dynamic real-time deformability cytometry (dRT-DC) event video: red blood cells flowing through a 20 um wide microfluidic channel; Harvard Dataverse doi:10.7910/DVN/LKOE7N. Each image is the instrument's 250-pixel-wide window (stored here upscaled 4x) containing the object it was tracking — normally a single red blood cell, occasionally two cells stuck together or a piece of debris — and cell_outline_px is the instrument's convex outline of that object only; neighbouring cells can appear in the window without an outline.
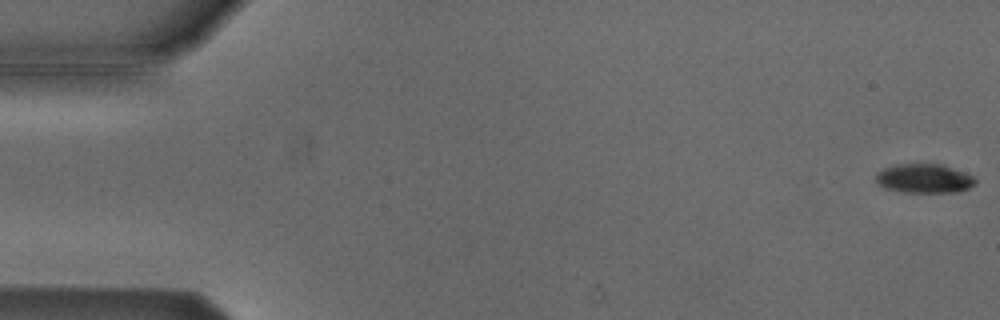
{"species": "Egyptian fruit bat (a non-hibernating species)", "species_latin": "Rousettus aegyptiacus", "temperature_condition": "cold", "stored_images_in_passage": 6, "camera_frame_rate_fps": 3000, "um_per_image_px": 0.085, "animal": {"sex": "male"}, "frame": {"image": 1, "passage_image": 1, "time_ms": 0.0, "image_size_px": [1000, 320], "cell_outline_px": [[976, 184], [968, 188], [956, 192], [904, 192], [884, 188], [876, 180], [876, 172], [884, 168], [896, 164], [940, 164], [972, 176], [976, 180]], "centroid_in_image_um": [78.52, 15.17], "position_along_channel_um": 6.5, "area_um2": 16.65}}